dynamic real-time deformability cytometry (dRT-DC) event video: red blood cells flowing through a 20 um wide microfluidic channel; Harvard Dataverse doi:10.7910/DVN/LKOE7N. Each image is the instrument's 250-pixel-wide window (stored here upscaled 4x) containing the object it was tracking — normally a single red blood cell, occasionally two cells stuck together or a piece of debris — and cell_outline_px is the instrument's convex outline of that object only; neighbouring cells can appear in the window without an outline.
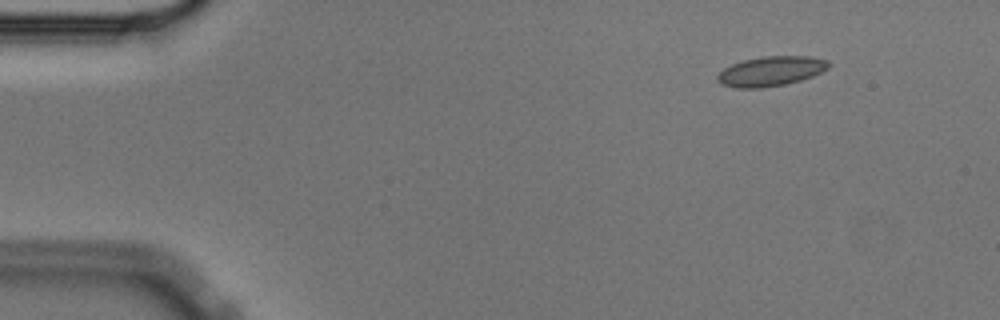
{"species": "Egyptian fruit bat (a non-hibernating species)", "species_latin": "Rousettus aegyptiacus", "temperature_condition": "cold", "stored_images_in_passage": 53, "camera_frame_rate_fps": 3000, "um_per_image_px": 0.085, "animal": {"sex": "male"}, "frame": {"image": 1, "passage_image": 3, "time_ms": 0.667, "image_size_px": [1000, 320], "cell_outline_px": [[832, 64], [828, 68], [812, 76], [800, 80], [784, 84], [760, 88], [736, 88], [720, 84], [716, 80], [716, 76], [724, 68], [732, 64], [744, 60], [764, 56], [812, 56], [828, 60]], "centroid_in_image_um": [65.52, 6.05], "position_along_channel_um": 19.5, "area_um2": 19.31}}
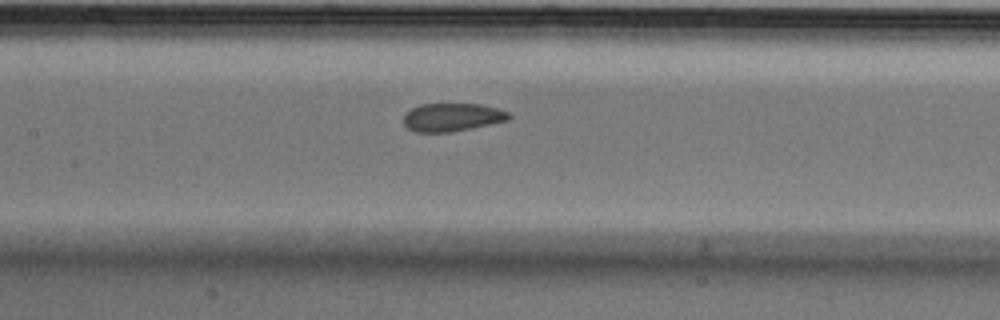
{"frame": {"image": 2, "passage_image": 23, "time_ms": 7.333, "image_size_px": [1000, 320], "cell_outline_px": [[512, 116], [508, 120], [472, 128], [448, 132], [416, 132], [408, 128], [404, 124], [404, 112], [420, 104], [480, 104], [496, 108], [508, 112]], "centroid_in_image_um": [38.41, 9.96], "position_along_channel_um": 169.0, "area_um2": 17.22}}
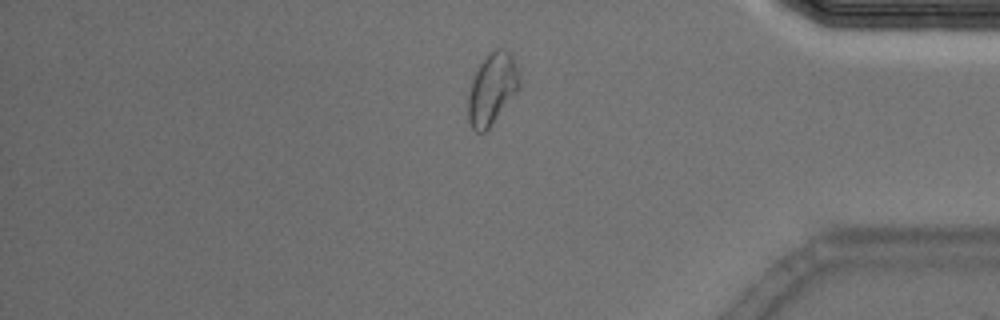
{"frame": {"image": 3, "passage_image": 44, "time_ms": 14.333, "image_size_px": [1000, 320], "cell_outline_px": [[520, 88], [492, 124], [484, 132], [476, 132], [472, 128], [468, 120], [468, 96], [472, 80], [480, 64], [488, 52], [496, 48], [504, 48], [512, 56], [516, 64], [520, 80]], "centroid_in_image_um": [41.83, 7.54], "position_along_channel_um": 393.4, "area_um2": 21.27}, "authors_computed_cell_mechanics": {"area_um2": 18.3226, "velocity_mm_per_s": 3.5541, "shape_relaxation_time_tau1_ms": 4.1073, "shape_relaxation_time_tau2_ms": 1.1657, "deformation_change_tau1": 0.1113, "deformation_change_tau2": 0.0758}}